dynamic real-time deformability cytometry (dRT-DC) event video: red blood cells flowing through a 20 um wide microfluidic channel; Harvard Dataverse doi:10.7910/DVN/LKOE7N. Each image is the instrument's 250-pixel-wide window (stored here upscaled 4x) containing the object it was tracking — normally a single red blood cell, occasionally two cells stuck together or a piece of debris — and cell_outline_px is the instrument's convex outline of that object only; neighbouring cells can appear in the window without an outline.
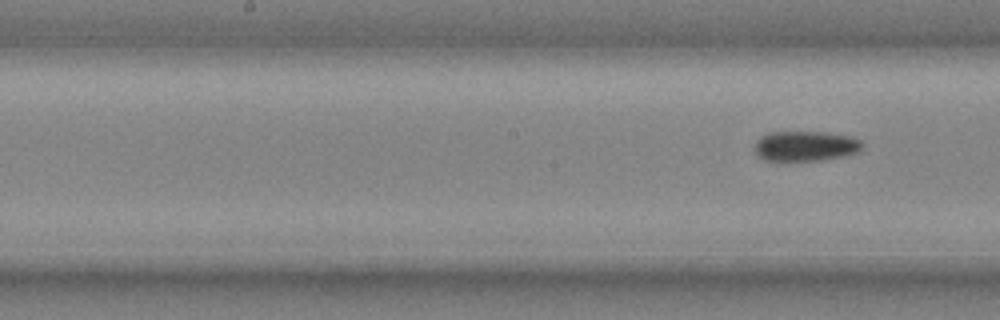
{"species": "common noctule bat (a hibernating species)", "species_latin": "Nyctalus noctula", "temperature_condition": "cold", "stored_images_in_passage": 8, "segment_of_instrument_passage": [2, 2], "camera_frame_rate_fps": 3000, "um_per_image_px": 0.085, "animal": {"sex": "male", "body_mass_g": 20.4}, "frame": {"image": 1, "passage_image": 8, "time_ms": 2.333, "image_size_px": [1000, 320], "cell_outline_px": [[864, 144], [860, 152], [844, 156], [820, 160], [784, 164], [764, 160], [756, 156], [756, 140], [760, 136], [768, 132], [828, 132], [852, 136], [860, 140]], "centroid_in_image_um": [68.44, 12.45], "position_along_channel_um": 179.8, "area_um2": 19.88}}